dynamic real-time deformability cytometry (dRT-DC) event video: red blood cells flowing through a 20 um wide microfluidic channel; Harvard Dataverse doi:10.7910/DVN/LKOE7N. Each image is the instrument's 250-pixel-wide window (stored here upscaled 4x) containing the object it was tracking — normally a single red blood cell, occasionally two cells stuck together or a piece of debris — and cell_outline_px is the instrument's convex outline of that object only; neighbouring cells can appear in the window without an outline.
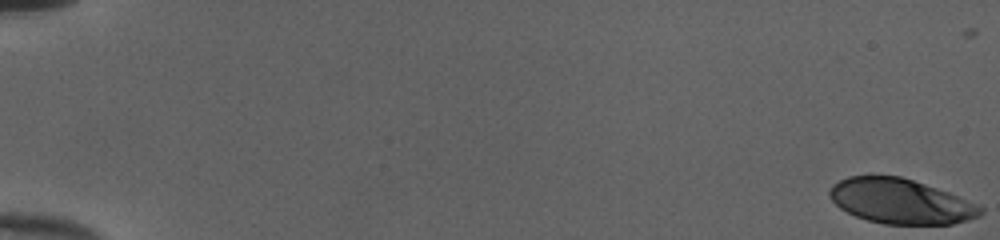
{"species": "human", "species_latin": "Homo sapiens", "temperature_condition": "cold", "stored_images_in_passage": 53, "camera_frame_rate_fps": 3000, "um_per_image_px": 0.085, "donor": {"sex": "female"}, "frame": {"image": 1, "passage_image": 1, "time_ms": 0.0, "image_size_px": [1000, 240], "cell_outline_px": [[984, 212], [980, 216], [968, 220], [952, 224], [884, 224], [868, 220], [856, 216], [840, 208], [832, 200], [828, 192], [832, 184], [848, 176], [900, 176], [948, 192], [976, 204], [984, 208]], "centroid_in_image_um": [76.55, 17.12], "position_along_channel_um": 8.5, "area_um2": 39.19}}
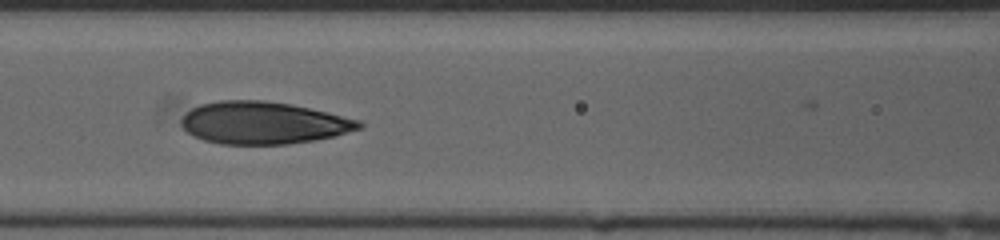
{"frame": {"image": 2, "passage_image": 26, "time_ms": 8.333, "image_size_px": [1000, 240], "cell_outline_px": [[364, 128], [336, 136], [316, 140], [288, 144], [220, 144], [204, 140], [192, 136], [180, 124], [180, 120], [192, 108], [200, 104], [220, 100], [264, 100], [292, 104], [328, 112], [360, 120], [364, 124]], "centroid_in_image_um": [22.42, 10.44], "position_along_channel_um": 144.2, "area_um2": 44.16}}
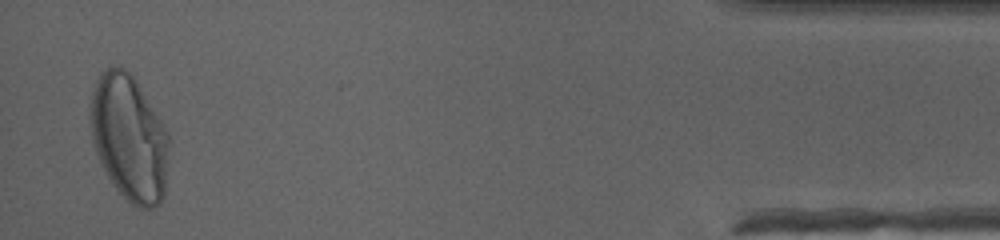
{"frame": {"image": 3, "passage_image": 52, "time_ms": 17.0, "image_size_px": [1000, 240], "cell_outline_px": [[168, 144], [164, 196], [160, 204], [152, 208], [140, 208], [132, 204], [112, 184], [96, 152], [92, 140], [88, 120], [88, 112], [92, 88], [100, 72], [108, 68], [124, 68], [136, 80], [168, 132]], "centroid_in_image_um": [10.94, 11.71], "position_along_channel_um": 424.3, "area_um2": 57.63}, "authors_computed_cell_mechanics": {"area_um2": 43.1188, "velocity_mm_per_s": 4.0109, "shape_relaxation_time_tau1_ms": 7.7547, "shape_relaxation_time_tau2_ms": 0.8294, "deformation_change_tau1": 0.2706, "deformation_change_tau2": 0.0627}}